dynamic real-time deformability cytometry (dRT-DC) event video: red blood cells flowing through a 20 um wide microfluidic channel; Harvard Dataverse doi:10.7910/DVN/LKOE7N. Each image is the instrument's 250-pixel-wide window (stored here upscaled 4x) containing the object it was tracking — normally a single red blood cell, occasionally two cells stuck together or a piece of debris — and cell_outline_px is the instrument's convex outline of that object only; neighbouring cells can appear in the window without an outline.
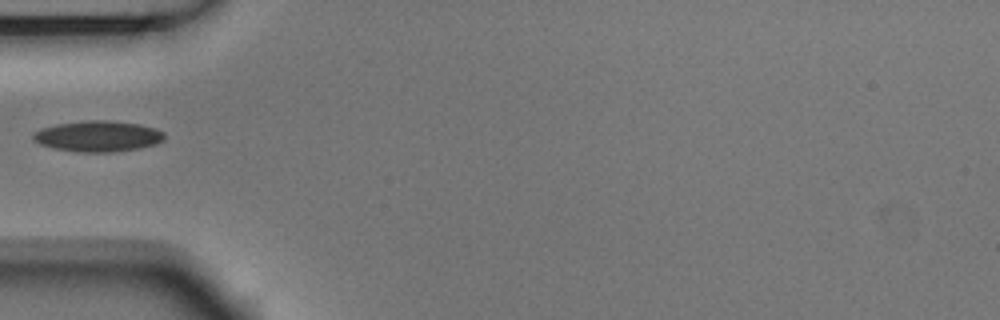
{"species": "Egyptian fruit bat (a non-hibernating species)", "species_latin": "Rousettus aegyptiacus", "temperature_condition": "room temperature", "stored_images_in_passage": 6, "camera_frame_rate_fps": 3000, "um_per_image_px": 0.085, "animal": {"sex": "male"}, "frame": {"image": 1, "passage_image": 5, "time_ms": 1.333, "image_size_px": [1000, 320], "cell_outline_px": [[164, 140], [156, 144], [140, 148], [112, 152], [76, 152], [52, 148], [40, 144], [32, 140], [32, 136], [36, 132], [44, 128], [56, 124], [92, 120], [104, 120], [140, 124], [156, 128], [164, 132]], "centroid_in_image_um": [8.35, 11.59], "position_along_channel_um": 76.6, "area_um2": 23.58}}
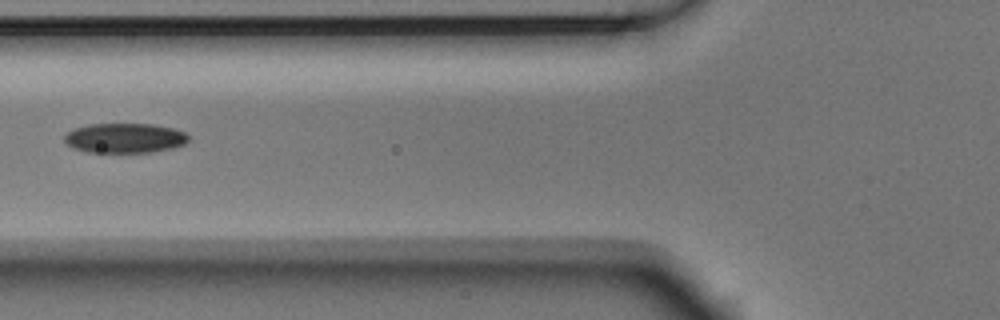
{"frame": {"image": 2, "passage_image": 6, "time_ms": 1.667, "image_size_px": [1000, 320], "cell_outline_px": [[188, 140], [184, 144], [172, 148], [152, 152], [88, 152], [72, 148], [64, 140], [64, 136], [68, 132], [76, 128], [88, 124], [152, 124], [172, 128], [184, 132], [188, 136]], "centroid_in_image_um": [10.59, 11.73], "position_along_channel_um": 115.2, "area_um2": 21.39}}